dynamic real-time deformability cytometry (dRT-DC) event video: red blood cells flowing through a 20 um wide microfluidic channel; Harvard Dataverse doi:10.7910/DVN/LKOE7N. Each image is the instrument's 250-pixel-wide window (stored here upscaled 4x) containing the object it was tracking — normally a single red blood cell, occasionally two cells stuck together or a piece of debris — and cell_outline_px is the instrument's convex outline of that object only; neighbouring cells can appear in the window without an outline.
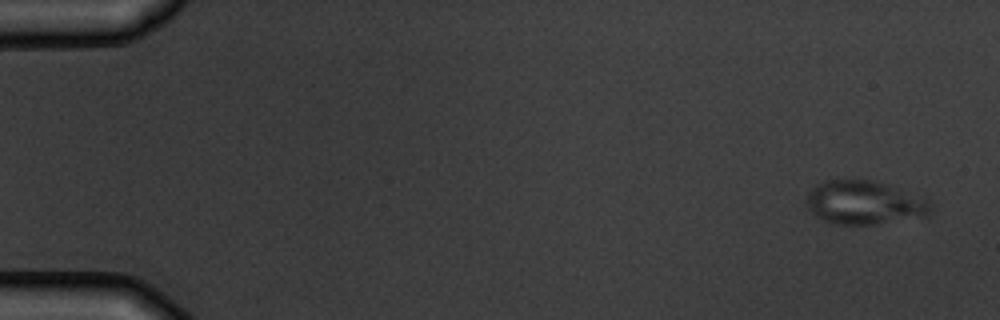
{"species": "common noctule bat (a hibernating species)", "species_latin": "Nyctalus noctula", "temperature_condition": "warm", "stored_images_in_passage": 5, "camera_frame_rate_fps": 3000, "um_per_image_px": 0.085, "animal": {"sex": "male", "body_mass_g": 19.5, "forearm_length_mm": 54.6}, "frame": {"image": 1, "passage_image": 1, "time_ms": 0.0, "image_size_px": [1000, 320], "cell_outline_px": [[932, 212], [924, 216], [876, 224], [836, 224], [824, 220], [816, 216], [808, 208], [808, 192], [816, 184], [824, 180], [872, 180], [888, 184], [924, 196], [928, 200], [932, 208]], "centroid_in_image_um": [73.51, 17.21], "position_along_channel_um": 11.5, "area_um2": 31.62}}